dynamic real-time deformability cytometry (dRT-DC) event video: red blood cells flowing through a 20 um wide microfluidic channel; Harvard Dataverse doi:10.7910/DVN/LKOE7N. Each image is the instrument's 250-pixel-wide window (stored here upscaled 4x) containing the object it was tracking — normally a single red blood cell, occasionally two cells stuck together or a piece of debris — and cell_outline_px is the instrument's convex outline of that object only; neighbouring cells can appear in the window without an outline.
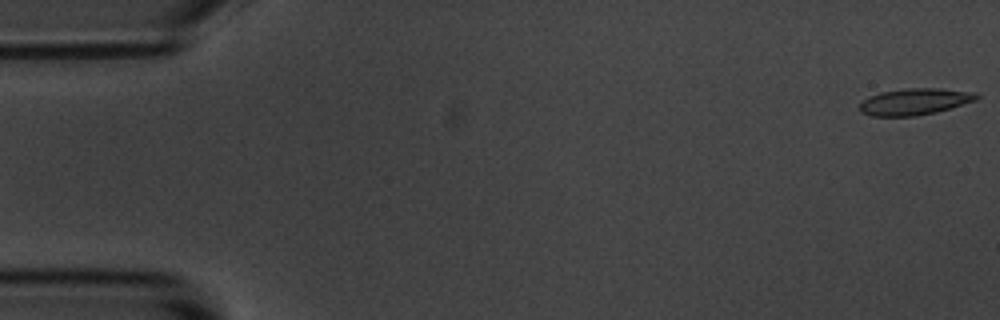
{"species": "common noctule bat (a hibernating species)", "species_latin": "Nyctalus noctula", "temperature_condition": "room temperature", "stored_images_in_passage": 5, "camera_frame_rate_fps": 3000, "um_per_image_px": 0.085, "animal": {"sex": "male", "body_mass_g": 20.1, "forearm_length_mm": 53.5}, "frame": {"image": 1, "passage_image": 1, "time_ms": 0.0, "image_size_px": [1000, 320], "cell_outline_px": [[980, 96], [976, 100], [936, 112], [916, 116], [872, 116], [860, 112], [860, 104], [868, 96], [880, 92], [904, 88], [940, 88], [976, 92]], "centroid_in_image_um": [77.74, 8.63], "position_along_channel_um": 7.3, "area_um2": 18.15}}
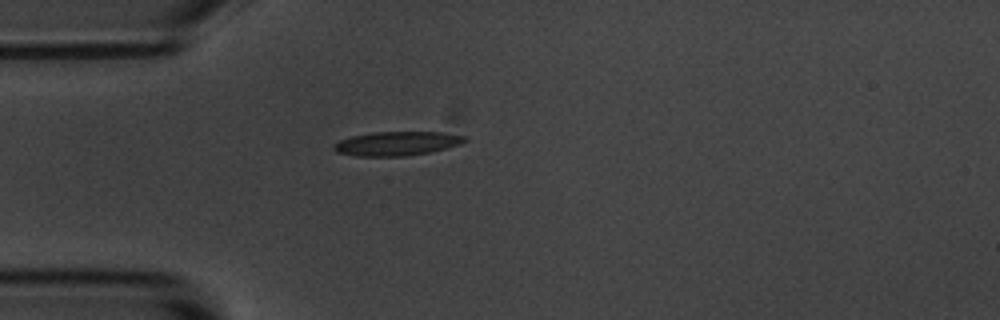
{"frame": {"image": 2, "passage_image": 5, "time_ms": 1.333, "image_size_px": [1000, 320], "cell_outline_px": [[468, 140], [460, 144], [428, 152], [404, 156], [356, 156], [336, 152], [332, 148], [332, 144], [340, 140], [352, 136], [372, 132], [440, 132], [464, 136]], "centroid_in_image_um": [33.67, 12.2], "position_along_channel_um": 51.3, "area_um2": 18.21}}